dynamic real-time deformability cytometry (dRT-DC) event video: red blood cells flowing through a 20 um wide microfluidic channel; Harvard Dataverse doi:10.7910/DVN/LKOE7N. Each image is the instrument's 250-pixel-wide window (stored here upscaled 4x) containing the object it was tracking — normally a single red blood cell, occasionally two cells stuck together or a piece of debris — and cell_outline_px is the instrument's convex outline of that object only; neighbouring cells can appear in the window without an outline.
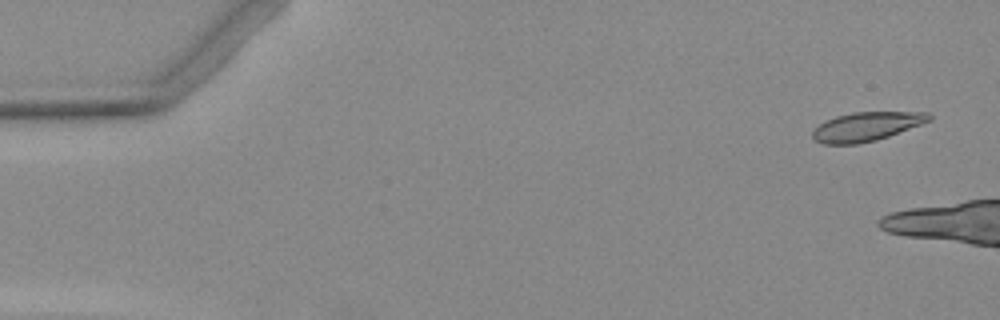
{"species": "Egyptian fruit bat (a non-hibernating species)", "species_latin": "Rousettus aegyptiacus", "temperature_condition": "warm", "stored_images_in_passage": 4, "camera_frame_rate_fps": 3000, "um_per_image_px": 0.085, "animal": {"sex": "female"}, "frame": {"image": 1, "passage_image": 1, "time_ms": 0.0, "image_size_px": [1000, 320], "cell_outline_px": [[932, 120], [888, 136], [876, 140], [856, 144], [824, 144], [816, 140], [812, 136], [812, 132], [820, 124], [836, 116], [852, 112], [928, 112], [932, 116]], "centroid_in_image_um": [73.67, 10.75], "position_along_channel_um": 11.3, "area_um2": 19.42}}